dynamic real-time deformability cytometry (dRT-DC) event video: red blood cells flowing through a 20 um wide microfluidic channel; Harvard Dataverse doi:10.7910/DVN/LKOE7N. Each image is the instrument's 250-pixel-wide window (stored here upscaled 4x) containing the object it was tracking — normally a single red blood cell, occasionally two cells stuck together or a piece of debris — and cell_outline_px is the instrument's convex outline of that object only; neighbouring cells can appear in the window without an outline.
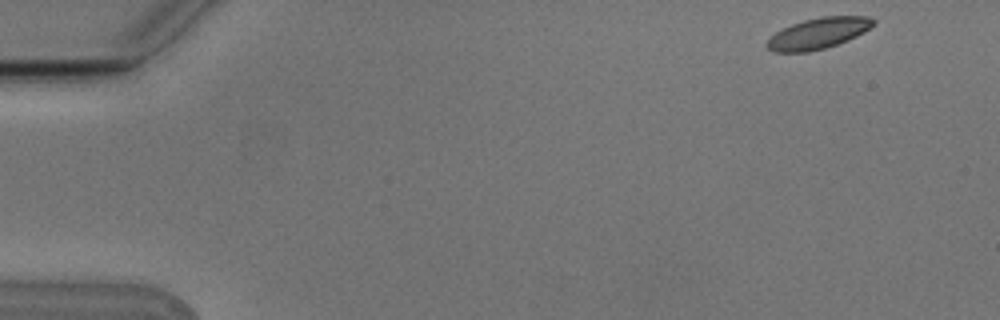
{"species": "Egyptian fruit bat (a non-hibernating species)", "species_latin": "Rousettus aegyptiacus", "temperature_condition": "cold", "stored_images_in_passage": 9, "camera_frame_rate_fps": 3000, "um_per_image_px": 0.085, "animal": {"sex": "male"}, "frame": {"image": 1, "passage_image": 1, "time_ms": 0.0, "image_size_px": [1000, 320], "cell_outline_px": [[876, 24], [864, 32], [848, 40], [824, 48], [808, 52], [772, 52], [764, 44], [776, 32], [792, 24], [804, 20], [820, 16], [868, 16], [876, 20]], "centroid_in_image_um": [69.57, 2.83], "position_along_channel_um": 15.4, "area_um2": 19.19}}
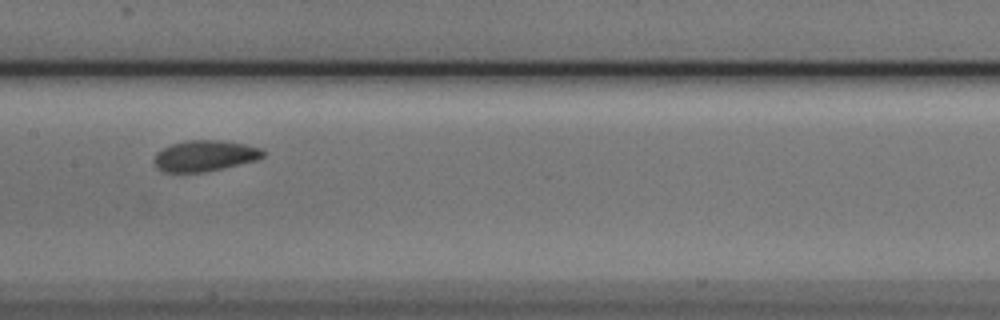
{"frame": {"image": 2, "passage_image": 8, "time_ms": 2.333, "image_size_px": [1000, 320], "cell_outline_px": [[264, 156], [256, 160], [204, 172], [164, 172], [156, 168], [152, 160], [156, 152], [172, 144], [188, 140], [220, 140], [244, 144], [260, 148], [264, 152]], "centroid_in_image_um": [17.35, 13.24], "position_along_channel_um": 190.0, "area_um2": 19.54}}
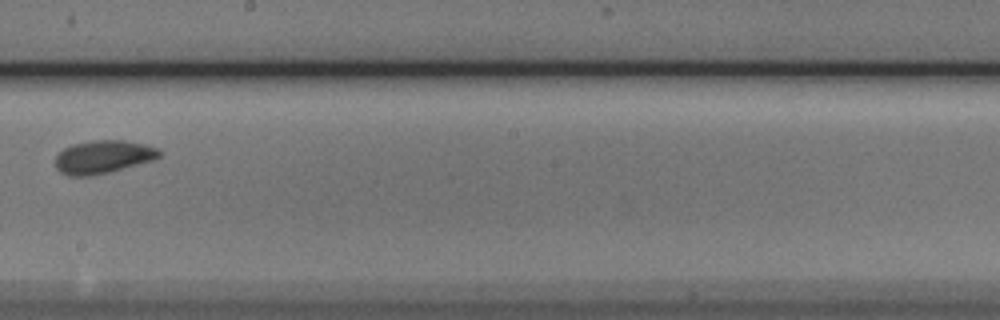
{"frame": {"image": 3, "passage_image": 9, "time_ms": 2.667, "image_size_px": [1000, 320], "cell_outline_px": [[160, 156], [152, 160], [108, 172], [88, 176], [68, 176], [60, 172], [56, 168], [56, 156], [64, 148], [72, 144], [92, 140], [124, 140], [144, 144], [156, 148], [160, 152]], "centroid_in_image_um": [8.72, 13.33], "position_along_channel_um": 239.5, "area_um2": 19.83}}